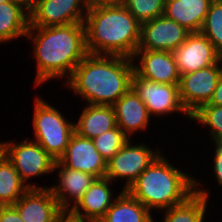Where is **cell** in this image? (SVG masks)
<instances>
[{"mask_svg":"<svg viewBox=\"0 0 222 222\" xmlns=\"http://www.w3.org/2000/svg\"><path fill=\"white\" fill-rule=\"evenodd\" d=\"M88 54L132 58L141 38V24L123 4L89 5L84 19Z\"/></svg>","mask_w":222,"mask_h":222,"instance_id":"3","label":"cell"},{"mask_svg":"<svg viewBox=\"0 0 222 222\" xmlns=\"http://www.w3.org/2000/svg\"><path fill=\"white\" fill-rule=\"evenodd\" d=\"M13 206L23 222H55L63 211L50 188H29Z\"/></svg>","mask_w":222,"mask_h":222,"instance_id":"15","label":"cell"},{"mask_svg":"<svg viewBox=\"0 0 222 222\" xmlns=\"http://www.w3.org/2000/svg\"><path fill=\"white\" fill-rule=\"evenodd\" d=\"M4 155L24 183L31 177L54 171L56 160L35 141L4 142Z\"/></svg>","mask_w":222,"mask_h":222,"instance_id":"7","label":"cell"},{"mask_svg":"<svg viewBox=\"0 0 222 222\" xmlns=\"http://www.w3.org/2000/svg\"><path fill=\"white\" fill-rule=\"evenodd\" d=\"M29 188L49 187L24 183L13 164L4 155L0 160V205H14Z\"/></svg>","mask_w":222,"mask_h":222,"instance_id":"24","label":"cell"},{"mask_svg":"<svg viewBox=\"0 0 222 222\" xmlns=\"http://www.w3.org/2000/svg\"><path fill=\"white\" fill-rule=\"evenodd\" d=\"M33 116V141L58 161L75 132L74 123L66 120L61 112L39 96L35 99Z\"/></svg>","mask_w":222,"mask_h":222,"instance_id":"5","label":"cell"},{"mask_svg":"<svg viewBox=\"0 0 222 222\" xmlns=\"http://www.w3.org/2000/svg\"><path fill=\"white\" fill-rule=\"evenodd\" d=\"M117 126L130 138L148 127L150 115L145 103L130 88L113 105Z\"/></svg>","mask_w":222,"mask_h":222,"instance_id":"17","label":"cell"},{"mask_svg":"<svg viewBox=\"0 0 222 222\" xmlns=\"http://www.w3.org/2000/svg\"><path fill=\"white\" fill-rule=\"evenodd\" d=\"M110 182L106 177L96 178L71 211L90 222H99L115 200L114 192L109 188Z\"/></svg>","mask_w":222,"mask_h":222,"instance_id":"18","label":"cell"},{"mask_svg":"<svg viewBox=\"0 0 222 222\" xmlns=\"http://www.w3.org/2000/svg\"><path fill=\"white\" fill-rule=\"evenodd\" d=\"M89 5L123 4L125 0H88Z\"/></svg>","mask_w":222,"mask_h":222,"instance_id":"34","label":"cell"},{"mask_svg":"<svg viewBox=\"0 0 222 222\" xmlns=\"http://www.w3.org/2000/svg\"><path fill=\"white\" fill-rule=\"evenodd\" d=\"M0 222H23L13 205H0Z\"/></svg>","mask_w":222,"mask_h":222,"instance_id":"30","label":"cell"},{"mask_svg":"<svg viewBox=\"0 0 222 222\" xmlns=\"http://www.w3.org/2000/svg\"><path fill=\"white\" fill-rule=\"evenodd\" d=\"M130 139L123 147L107 161L105 177L114 182L115 179L125 178L126 182L122 191H127L136 181L138 176L161 154L144 143L131 145Z\"/></svg>","mask_w":222,"mask_h":222,"instance_id":"6","label":"cell"},{"mask_svg":"<svg viewBox=\"0 0 222 222\" xmlns=\"http://www.w3.org/2000/svg\"><path fill=\"white\" fill-rule=\"evenodd\" d=\"M191 32L165 15L141 24V38L138 49L149 51L176 50Z\"/></svg>","mask_w":222,"mask_h":222,"instance_id":"12","label":"cell"},{"mask_svg":"<svg viewBox=\"0 0 222 222\" xmlns=\"http://www.w3.org/2000/svg\"><path fill=\"white\" fill-rule=\"evenodd\" d=\"M206 104L222 106V72L218 79L216 89L214 90L211 99Z\"/></svg>","mask_w":222,"mask_h":222,"instance_id":"32","label":"cell"},{"mask_svg":"<svg viewBox=\"0 0 222 222\" xmlns=\"http://www.w3.org/2000/svg\"><path fill=\"white\" fill-rule=\"evenodd\" d=\"M138 58L139 64H133L134 74L153 82L179 85L180 74L170 51H149L137 49L132 59Z\"/></svg>","mask_w":222,"mask_h":222,"instance_id":"14","label":"cell"},{"mask_svg":"<svg viewBox=\"0 0 222 222\" xmlns=\"http://www.w3.org/2000/svg\"><path fill=\"white\" fill-rule=\"evenodd\" d=\"M151 215L137 199L122 191L99 222H154Z\"/></svg>","mask_w":222,"mask_h":222,"instance_id":"22","label":"cell"},{"mask_svg":"<svg viewBox=\"0 0 222 222\" xmlns=\"http://www.w3.org/2000/svg\"><path fill=\"white\" fill-rule=\"evenodd\" d=\"M200 182L194 180V193L181 204L164 209L165 215L163 222H204L207 208V190L198 188ZM198 186V187H197Z\"/></svg>","mask_w":222,"mask_h":222,"instance_id":"21","label":"cell"},{"mask_svg":"<svg viewBox=\"0 0 222 222\" xmlns=\"http://www.w3.org/2000/svg\"><path fill=\"white\" fill-rule=\"evenodd\" d=\"M222 55V0H213L200 31Z\"/></svg>","mask_w":222,"mask_h":222,"instance_id":"25","label":"cell"},{"mask_svg":"<svg viewBox=\"0 0 222 222\" xmlns=\"http://www.w3.org/2000/svg\"><path fill=\"white\" fill-rule=\"evenodd\" d=\"M123 5L140 23L164 15L165 0H125Z\"/></svg>","mask_w":222,"mask_h":222,"instance_id":"26","label":"cell"},{"mask_svg":"<svg viewBox=\"0 0 222 222\" xmlns=\"http://www.w3.org/2000/svg\"><path fill=\"white\" fill-rule=\"evenodd\" d=\"M172 53L180 75L215 65L222 59V55L201 32L190 33Z\"/></svg>","mask_w":222,"mask_h":222,"instance_id":"11","label":"cell"},{"mask_svg":"<svg viewBox=\"0 0 222 222\" xmlns=\"http://www.w3.org/2000/svg\"><path fill=\"white\" fill-rule=\"evenodd\" d=\"M58 168H60L58 172L59 183L55 186H49V188L62 210H71L72 207L70 204H72L73 201V207L78 204L82 199L83 194L95 181L96 177L89 173L69 169L62 163L56 161L54 171ZM70 200L73 201L71 202Z\"/></svg>","mask_w":222,"mask_h":222,"instance_id":"16","label":"cell"},{"mask_svg":"<svg viewBox=\"0 0 222 222\" xmlns=\"http://www.w3.org/2000/svg\"><path fill=\"white\" fill-rule=\"evenodd\" d=\"M58 162L65 167L89 173L96 178L105 177L107 161L96 150L92 139L81 137L74 132L66 150Z\"/></svg>","mask_w":222,"mask_h":222,"instance_id":"13","label":"cell"},{"mask_svg":"<svg viewBox=\"0 0 222 222\" xmlns=\"http://www.w3.org/2000/svg\"><path fill=\"white\" fill-rule=\"evenodd\" d=\"M169 162L160 154L127 190L150 211L181 204L194 193L195 179Z\"/></svg>","mask_w":222,"mask_h":222,"instance_id":"4","label":"cell"},{"mask_svg":"<svg viewBox=\"0 0 222 222\" xmlns=\"http://www.w3.org/2000/svg\"><path fill=\"white\" fill-rule=\"evenodd\" d=\"M215 157L213 163L214 174L218 180V184L222 186V140L215 141Z\"/></svg>","mask_w":222,"mask_h":222,"instance_id":"29","label":"cell"},{"mask_svg":"<svg viewBox=\"0 0 222 222\" xmlns=\"http://www.w3.org/2000/svg\"><path fill=\"white\" fill-rule=\"evenodd\" d=\"M192 119L210 128L213 142L222 140V106L204 104L191 115Z\"/></svg>","mask_w":222,"mask_h":222,"instance_id":"28","label":"cell"},{"mask_svg":"<svg viewBox=\"0 0 222 222\" xmlns=\"http://www.w3.org/2000/svg\"><path fill=\"white\" fill-rule=\"evenodd\" d=\"M117 127L112 106L88 104L74 123L75 132L81 137L93 139Z\"/></svg>","mask_w":222,"mask_h":222,"instance_id":"20","label":"cell"},{"mask_svg":"<svg viewBox=\"0 0 222 222\" xmlns=\"http://www.w3.org/2000/svg\"><path fill=\"white\" fill-rule=\"evenodd\" d=\"M29 14L9 1L0 4V43L26 36Z\"/></svg>","mask_w":222,"mask_h":222,"instance_id":"23","label":"cell"},{"mask_svg":"<svg viewBox=\"0 0 222 222\" xmlns=\"http://www.w3.org/2000/svg\"><path fill=\"white\" fill-rule=\"evenodd\" d=\"M6 1H8V0H0V4H1V3H4V2H6Z\"/></svg>","mask_w":222,"mask_h":222,"instance_id":"36","label":"cell"},{"mask_svg":"<svg viewBox=\"0 0 222 222\" xmlns=\"http://www.w3.org/2000/svg\"><path fill=\"white\" fill-rule=\"evenodd\" d=\"M131 88L145 103L149 115H170L173 112H182L191 119V115L183 107L179 86L153 82L133 74L131 78Z\"/></svg>","mask_w":222,"mask_h":222,"instance_id":"10","label":"cell"},{"mask_svg":"<svg viewBox=\"0 0 222 222\" xmlns=\"http://www.w3.org/2000/svg\"><path fill=\"white\" fill-rule=\"evenodd\" d=\"M221 63L222 59L215 65L180 75L179 96L190 115L211 99L222 72Z\"/></svg>","mask_w":222,"mask_h":222,"instance_id":"9","label":"cell"},{"mask_svg":"<svg viewBox=\"0 0 222 222\" xmlns=\"http://www.w3.org/2000/svg\"><path fill=\"white\" fill-rule=\"evenodd\" d=\"M4 156V142H0V160Z\"/></svg>","mask_w":222,"mask_h":222,"instance_id":"35","label":"cell"},{"mask_svg":"<svg viewBox=\"0 0 222 222\" xmlns=\"http://www.w3.org/2000/svg\"><path fill=\"white\" fill-rule=\"evenodd\" d=\"M9 2L20 6L23 8L28 14L33 10L35 0H8Z\"/></svg>","mask_w":222,"mask_h":222,"instance_id":"33","label":"cell"},{"mask_svg":"<svg viewBox=\"0 0 222 222\" xmlns=\"http://www.w3.org/2000/svg\"><path fill=\"white\" fill-rule=\"evenodd\" d=\"M213 0H165L164 15L185 27L200 32Z\"/></svg>","mask_w":222,"mask_h":222,"instance_id":"19","label":"cell"},{"mask_svg":"<svg viewBox=\"0 0 222 222\" xmlns=\"http://www.w3.org/2000/svg\"><path fill=\"white\" fill-rule=\"evenodd\" d=\"M133 64L129 57L88 54L66 85L88 104L112 106L131 88Z\"/></svg>","mask_w":222,"mask_h":222,"instance_id":"2","label":"cell"},{"mask_svg":"<svg viewBox=\"0 0 222 222\" xmlns=\"http://www.w3.org/2000/svg\"><path fill=\"white\" fill-rule=\"evenodd\" d=\"M88 8V0H35L29 27L84 23Z\"/></svg>","mask_w":222,"mask_h":222,"instance_id":"8","label":"cell"},{"mask_svg":"<svg viewBox=\"0 0 222 222\" xmlns=\"http://www.w3.org/2000/svg\"><path fill=\"white\" fill-rule=\"evenodd\" d=\"M130 138L117 126L93 138L96 150L109 161Z\"/></svg>","mask_w":222,"mask_h":222,"instance_id":"27","label":"cell"},{"mask_svg":"<svg viewBox=\"0 0 222 222\" xmlns=\"http://www.w3.org/2000/svg\"><path fill=\"white\" fill-rule=\"evenodd\" d=\"M25 37L34 43L37 86L66 74L71 77L77 65L88 55L84 23L29 27Z\"/></svg>","mask_w":222,"mask_h":222,"instance_id":"1","label":"cell"},{"mask_svg":"<svg viewBox=\"0 0 222 222\" xmlns=\"http://www.w3.org/2000/svg\"><path fill=\"white\" fill-rule=\"evenodd\" d=\"M55 222H90V221L75 215L71 210H63L57 216Z\"/></svg>","mask_w":222,"mask_h":222,"instance_id":"31","label":"cell"}]
</instances>
